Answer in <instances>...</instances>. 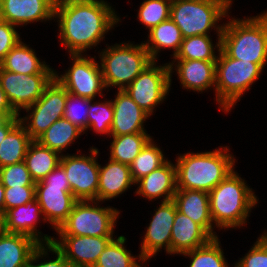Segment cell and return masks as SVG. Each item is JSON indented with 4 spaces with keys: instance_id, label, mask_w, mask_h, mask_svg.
I'll return each instance as SVG.
<instances>
[{
    "instance_id": "cell-1",
    "label": "cell",
    "mask_w": 267,
    "mask_h": 267,
    "mask_svg": "<svg viewBox=\"0 0 267 267\" xmlns=\"http://www.w3.org/2000/svg\"><path fill=\"white\" fill-rule=\"evenodd\" d=\"M111 8L104 0H56L54 17L59 19L61 43L70 55L99 44L120 21Z\"/></svg>"
},
{
    "instance_id": "cell-2",
    "label": "cell",
    "mask_w": 267,
    "mask_h": 267,
    "mask_svg": "<svg viewBox=\"0 0 267 267\" xmlns=\"http://www.w3.org/2000/svg\"><path fill=\"white\" fill-rule=\"evenodd\" d=\"M226 147L210 152H189L180 155L175 164L177 189L209 193L234 171L235 159Z\"/></svg>"
},
{
    "instance_id": "cell-3",
    "label": "cell",
    "mask_w": 267,
    "mask_h": 267,
    "mask_svg": "<svg viewBox=\"0 0 267 267\" xmlns=\"http://www.w3.org/2000/svg\"><path fill=\"white\" fill-rule=\"evenodd\" d=\"M235 171L209 192L210 215L221 229L243 226L257 197Z\"/></svg>"
},
{
    "instance_id": "cell-4",
    "label": "cell",
    "mask_w": 267,
    "mask_h": 267,
    "mask_svg": "<svg viewBox=\"0 0 267 267\" xmlns=\"http://www.w3.org/2000/svg\"><path fill=\"white\" fill-rule=\"evenodd\" d=\"M221 49L231 58L260 64L267 62V11L256 17L230 19L223 25Z\"/></svg>"
},
{
    "instance_id": "cell-5",
    "label": "cell",
    "mask_w": 267,
    "mask_h": 267,
    "mask_svg": "<svg viewBox=\"0 0 267 267\" xmlns=\"http://www.w3.org/2000/svg\"><path fill=\"white\" fill-rule=\"evenodd\" d=\"M216 46L219 55L216 60L215 97L222 108L220 110L229 112L242 94L260 78L263 67L260 64L229 57L221 49V41H218Z\"/></svg>"
},
{
    "instance_id": "cell-6",
    "label": "cell",
    "mask_w": 267,
    "mask_h": 267,
    "mask_svg": "<svg viewBox=\"0 0 267 267\" xmlns=\"http://www.w3.org/2000/svg\"><path fill=\"white\" fill-rule=\"evenodd\" d=\"M232 5V0H177L171 4L170 18L180 29L183 38L208 35L216 28L221 41L223 24L217 25Z\"/></svg>"
},
{
    "instance_id": "cell-7",
    "label": "cell",
    "mask_w": 267,
    "mask_h": 267,
    "mask_svg": "<svg viewBox=\"0 0 267 267\" xmlns=\"http://www.w3.org/2000/svg\"><path fill=\"white\" fill-rule=\"evenodd\" d=\"M100 56L105 88L118 86L117 90H124L154 61L143 42L140 45L121 43L108 46Z\"/></svg>"
},
{
    "instance_id": "cell-8",
    "label": "cell",
    "mask_w": 267,
    "mask_h": 267,
    "mask_svg": "<svg viewBox=\"0 0 267 267\" xmlns=\"http://www.w3.org/2000/svg\"><path fill=\"white\" fill-rule=\"evenodd\" d=\"M35 199L41 207L43 221L55 231L67 219L75 202L64 168L59 164L42 181L35 183Z\"/></svg>"
},
{
    "instance_id": "cell-9",
    "label": "cell",
    "mask_w": 267,
    "mask_h": 267,
    "mask_svg": "<svg viewBox=\"0 0 267 267\" xmlns=\"http://www.w3.org/2000/svg\"><path fill=\"white\" fill-rule=\"evenodd\" d=\"M97 202L76 201L67 219L56 230L57 233L73 236H113L119 211L110 206L100 208Z\"/></svg>"
},
{
    "instance_id": "cell-10",
    "label": "cell",
    "mask_w": 267,
    "mask_h": 267,
    "mask_svg": "<svg viewBox=\"0 0 267 267\" xmlns=\"http://www.w3.org/2000/svg\"><path fill=\"white\" fill-rule=\"evenodd\" d=\"M153 61L124 91L150 116L166 98L171 86L173 62L157 66Z\"/></svg>"
},
{
    "instance_id": "cell-11",
    "label": "cell",
    "mask_w": 267,
    "mask_h": 267,
    "mask_svg": "<svg viewBox=\"0 0 267 267\" xmlns=\"http://www.w3.org/2000/svg\"><path fill=\"white\" fill-rule=\"evenodd\" d=\"M67 96V90L54 78L45 88L43 95L33 105L25 108L26 112L32 111L27 117H20V122L32 140H36L64 116Z\"/></svg>"
},
{
    "instance_id": "cell-12",
    "label": "cell",
    "mask_w": 267,
    "mask_h": 267,
    "mask_svg": "<svg viewBox=\"0 0 267 267\" xmlns=\"http://www.w3.org/2000/svg\"><path fill=\"white\" fill-rule=\"evenodd\" d=\"M90 155H62L60 165L66 172L71 193L77 201L97 200L99 164L96 161L99 150L90 149Z\"/></svg>"
},
{
    "instance_id": "cell-13",
    "label": "cell",
    "mask_w": 267,
    "mask_h": 267,
    "mask_svg": "<svg viewBox=\"0 0 267 267\" xmlns=\"http://www.w3.org/2000/svg\"><path fill=\"white\" fill-rule=\"evenodd\" d=\"M72 67L59 76L55 72L54 78L67 90L68 93L93 100L97 94L103 96L102 90L106 89L101 67L95 57L87 58L83 54L70 55Z\"/></svg>"
},
{
    "instance_id": "cell-14",
    "label": "cell",
    "mask_w": 267,
    "mask_h": 267,
    "mask_svg": "<svg viewBox=\"0 0 267 267\" xmlns=\"http://www.w3.org/2000/svg\"><path fill=\"white\" fill-rule=\"evenodd\" d=\"M55 74H20L0 68V85L12 108L19 114L21 109L33 105Z\"/></svg>"
},
{
    "instance_id": "cell-15",
    "label": "cell",
    "mask_w": 267,
    "mask_h": 267,
    "mask_svg": "<svg viewBox=\"0 0 267 267\" xmlns=\"http://www.w3.org/2000/svg\"><path fill=\"white\" fill-rule=\"evenodd\" d=\"M176 210L173 200L162 201L146 230L138 256L139 260L146 262L162 247H165L166 253L171 254V232Z\"/></svg>"
},
{
    "instance_id": "cell-16",
    "label": "cell",
    "mask_w": 267,
    "mask_h": 267,
    "mask_svg": "<svg viewBox=\"0 0 267 267\" xmlns=\"http://www.w3.org/2000/svg\"><path fill=\"white\" fill-rule=\"evenodd\" d=\"M53 245L64 255L72 267H94L99 255L114 239L113 236L60 235Z\"/></svg>"
},
{
    "instance_id": "cell-17",
    "label": "cell",
    "mask_w": 267,
    "mask_h": 267,
    "mask_svg": "<svg viewBox=\"0 0 267 267\" xmlns=\"http://www.w3.org/2000/svg\"><path fill=\"white\" fill-rule=\"evenodd\" d=\"M56 0H0V19L15 26L54 19Z\"/></svg>"
},
{
    "instance_id": "cell-18",
    "label": "cell",
    "mask_w": 267,
    "mask_h": 267,
    "mask_svg": "<svg viewBox=\"0 0 267 267\" xmlns=\"http://www.w3.org/2000/svg\"><path fill=\"white\" fill-rule=\"evenodd\" d=\"M112 103L114 113L111 136L147 132L144 130L143 123L150 115L140 108L124 90H118Z\"/></svg>"
},
{
    "instance_id": "cell-19",
    "label": "cell",
    "mask_w": 267,
    "mask_h": 267,
    "mask_svg": "<svg viewBox=\"0 0 267 267\" xmlns=\"http://www.w3.org/2000/svg\"><path fill=\"white\" fill-rule=\"evenodd\" d=\"M212 238L201 225L176 210L171 232V254H183L196 249Z\"/></svg>"
},
{
    "instance_id": "cell-20",
    "label": "cell",
    "mask_w": 267,
    "mask_h": 267,
    "mask_svg": "<svg viewBox=\"0 0 267 267\" xmlns=\"http://www.w3.org/2000/svg\"><path fill=\"white\" fill-rule=\"evenodd\" d=\"M40 215L43 216L41 207L36 199L25 205L8 209L5 212L6 230L10 233L30 236L39 244H51L55 239L54 237L52 238L47 234L41 237V232L38 231L37 233L36 223Z\"/></svg>"
},
{
    "instance_id": "cell-21",
    "label": "cell",
    "mask_w": 267,
    "mask_h": 267,
    "mask_svg": "<svg viewBox=\"0 0 267 267\" xmlns=\"http://www.w3.org/2000/svg\"><path fill=\"white\" fill-rule=\"evenodd\" d=\"M135 184L139 185L136 194L149 200L161 198L163 195V202L173 200L177 190L175 164L167 160Z\"/></svg>"
},
{
    "instance_id": "cell-22",
    "label": "cell",
    "mask_w": 267,
    "mask_h": 267,
    "mask_svg": "<svg viewBox=\"0 0 267 267\" xmlns=\"http://www.w3.org/2000/svg\"><path fill=\"white\" fill-rule=\"evenodd\" d=\"M177 210L201 225L213 238L218 237L213 230L210 215L209 193L201 190L177 189L173 197Z\"/></svg>"
},
{
    "instance_id": "cell-23",
    "label": "cell",
    "mask_w": 267,
    "mask_h": 267,
    "mask_svg": "<svg viewBox=\"0 0 267 267\" xmlns=\"http://www.w3.org/2000/svg\"><path fill=\"white\" fill-rule=\"evenodd\" d=\"M132 179L130 165L109 160L106 166L99 165L97 201L113 199L131 187Z\"/></svg>"
},
{
    "instance_id": "cell-24",
    "label": "cell",
    "mask_w": 267,
    "mask_h": 267,
    "mask_svg": "<svg viewBox=\"0 0 267 267\" xmlns=\"http://www.w3.org/2000/svg\"><path fill=\"white\" fill-rule=\"evenodd\" d=\"M175 69L185 89L203 92L215 87L216 61L174 59Z\"/></svg>"
},
{
    "instance_id": "cell-25",
    "label": "cell",
    "mask_w": 267,
    "mask_h": 267,
    "mask_svg": "<svg viewBox=\"0 0 267 267\" xmlns=\"http://www.w3.org/2000/svg\"><path fill=\"white\" fill-rule=\"evenodd\" d=\"M39 245L30 236L6 232L0 236V267H25Z\"/></svg>"
},
{
    "instance_id": "cell-26",
    "label": "cell",
    "mask_w": 267,
    "mask_h": 267,
    "mask_svg": "<svg viewBox=\"0 0 267 267\" xmlns=\"http://www.w3.org/2000/svg\"><path fill=\"white\" fill-rule=\"evenodd\" d=\"M21 40L0 61V68L14 73L55 74L45 62H40L35 51Z\"/></svg>"
},
{
    "instance_id": "cell-27",
    "label": "cell",
    "mask_w": 267,
    "mask_h": 267,
    "mask_svg": "<svg viewBox=\"0 0 267 267\" xmlns=\"http://www.w3.org/2000/svg\"><path fill=\"white\" fill-rule=\"evenodd\" d=\"M62 154L42 146L33 140L27 149L24 162L35 183L42 181L59 164Z\"/></svg>"
},
{
    "instance_id": "cell-28",
    "label": "cell",
    "mask_w": 267,
    "mask_h": 267,
    "mask_svg": "<svg viewBox=\"0 0 267 267\" xmlns=\"http://www.w3.org/2000/svg\"><path fill=\"white\" fill-rule=\"evenodd\" d=\"M148 35V41L143 44L153 60L157 59L159 50L163 48L174 49L173 56H175L184 39L180 29L171 18L153 27Z\"/></svg>"
},
{
    "instance_id": "cell-29",
    "label": "cell",
    "mask_w": 267,
    "mask_h": 267,
    "mask_svg": "<svg viewBox=\"0 0 267 267\" xmlns=\"http://www.w3.org/2000/svg\"><path fill=\"white\" fill-rule=\"evenodd\" d=\"M30 138L22 122H18L0 144V168L24 161Z\"/></svg>"
},
{
    "instance_id": "cell-30",
    "label": "cell",
    "mask_w": 267,
    "mask_h": 267,
    "mask_svg": "<svg viewBox=\"0 0 267 267\" xmlns=\"http://www.w3.org/2000/svg\"><path fill=\"white\" fill-rule=\"evenodd\" d=\"M82 132L80 128L62 117L54 122L36 141L61 154Z\"/></svg>"
},
{
    "instance_id": "cell-31",
    "label": "cell",
    "mask_w": 267,
    "mask_h": 267,
    "mask_svg": "<svg viewBox=\"0 0 267 267\" xmlns=\"http://www.w3.org/2000/svg\"><path fill=\"white\" fill-rule=\"evenodd\" d=\"M146 132L112 136L110 145L111 160L130 165L141 152V149L152 138Z\"/></svg>"
},
{
    "instance_id": "cell-32",
    "label": "cell",
    "mask_w": 267,
    "mask_h": 267,
    "mask_svg": "<svg viewBox=\"0 0 267 267\" xmlns=\"http://www.w3.org/2000/svg\"><path fill=\"white\" fill-rule=\"evenodd\" d=\"M152 141L151 138L130 164L131 176L135 183L167 161L162 150Z\"/></svg>"
},
{
    "instance_id": "cell-33",
    "label": "cell",
    "mask_w": 267,
    "mask_h": 267,
    "mask_svg": "<svg viewBox=\"0 0 267 267\" xmlns=\"http://www.w3.org/2000/svg\"><path fill=\"white\" fill-rule=\"evenodd\" d=\"M210 35H195L184 38L174 59L216 61L214 45Z\"/></svg>"
},
{
    "instance_id": "cell-34",
    "label": "cell",
    "mask_w": 267,
    "mask_h": 267,
    "mask_svg": "<svg viewBox=\"0 0 267 267\" xmlns=\"http://www.w3.org/2000/svg\"><path fill=\"white\" fill-rule=\"evenodd\" d=\"M126 238L119 236L113 239L99 255L94 267H142L130 251L125 249Z\"/></svg>"
},
{
    "instance_id": "cell-35",
    "label": "cell",
    "mask_w": 267,
    "mask_h": 267,
    "mask_svg": "<svg viewBox=\"0 0 267 267\" xmlns=\"http://www.w3.org/2000/svg\"><path fill=\"white\" fill-rule=\"evenodd\" d=\"M223 254L218 237L212 238L201 247L183 253L192 258L189 267H228Z\"/></svg>"
},
{
    "instance_id": "cell-36",
    "label": "cell",
    "mask_w": 267,
    "mask_h": 267,
    "mask_svg": "<svg viewBox=\"0 0 267 267\" xmlns=\"http://www.w3.org/2000/svg\"><path fill=\"white\" fill-rule=\"evenodd\" d=\"M170 0H145L139 7L138 19L149 31L170 18Z\"/></svg>"
},
{
    "instance_id": "cell-37",
    "label": "cell",
    "mask_w": 267,
    "mask_h": 267,
    "mask_svg": "<svg viewBox=\"0 0 267 267\" xmlns=\"http://www.w3.org/2000/svg\"><path fill=\"white\" fill-rule=\"evenodd\" d=\"M90 99L88 109L87 129L91 128L94 132L99 134L110 135L111 124L113 121V103L106 101L105 103H92ZM92 104V105H91Z\"/></svg>"
},
{
    "instance_id": "cell-38",
    "label": "cell",
    "mask_w": 267,
    "mask_h": 267,
    "mask_svg": "<svg viewBox=\"0 0 267 267\" xmlns=\"http://www.w3.org/2000/svg\"><path fill=\"white\" fill-rule=\"evenodd\" d=\"M0 181L4 187L35 186L24 161L1 167Z\"/></svg>"
},
{
    "instance_id": "cell-39",
    "label": "cell",
    "mask_w": 267,
    "mask_h": 267,
    "mask_svg": "<svg viewBox=\"0 0 267 267\" xmlns=\"http://www.w3.org/2000/svg\"><path fill=\"white\" fill-rule=\"evenodd\" d=\"M76 101L77 103H79V105L81 104L80 107H77L76 105H74L76 104ZM89 103H90V99L68 93L67 103L65 106L63 117L69 120L72 124L76 125L83 132L87 130ZM80 108H83V109H80Z\"/></svg>"
},
{
    "instance_id": "cell-40",
    "label": "cell",
    "mask_w": 267,
    "mask_h": 267,
    "mask_svg": "<svg viewBox=\"0 0 267 267\" xmlns=\"http://www.w3.org/2000/svg\"><path fill=\"white\" fill-rule=\"evenodd\" d=\"M47 246V247H46ZM46 247V248H45ZM51 251L56 254L55 260L44 261L39 264L35 261L46 257V255ZM41 257V258H40ZM33 263V264H32ZM25 267H72L71 264L65 259L64 255L51 243V244H40L32 253L27 265Z\"/></svg>"
},
{
    "instance_id": "cell-41",
    "label": "cell",
    "mask_w": 267,
    "mask_h": 267,
    "mask_svg": "<svg viewBox=\"0 0 267 267\" xmlns=\"http://www.w3.org/2000/svg\"><path fill=\"white\" fill-rule=\"evenodd\" d=\"M35 199V186L5 187V212Z\"/></svg>"
},
{
    "instance_id": "cell-42",
    "label": "cell",
    "mask_w": 267,
    "mask_h": 267,
    "mask_svg": "<svg viewBox=\"0 0 267 267\" xmlns=\"http://www.w3.org/2000/svg\"><path fill=\"white\" fill-rule=\"evenodd\" d=\"M235 267H267V242L258 239Z\"/></svg>"
},
{
    "instance_id": "cell-43",
    "label": "cell",
    "mask_w": 267,
    "mask_h": 267,
    "mask_svg": "<svg viewBox=\"0 0 267 267\" xmlns=\"http://www.w3.org/2000/svg\"><path fill=\"white\" fill-rule=\"evenodd\" d=\"M20 41L15 25L0 19V61Z\"/></svg>"
},
{
    "instance_id": "cell-44",
    "label": "cell",
    "mask_w": 267,
    "mask_h": 267,
    "mask_svg": "<svg viewBox=\"0 0 267 267\" xmlns=\"http://www.w3.org/2000/svg\"><path fill=\"white\" fill-rule=\"evenodd\" d=\"M0 112H4L8 117H19L18 114L10 105L7 96L0 85Z\"/></svg>"
},
{
    "instance_id": "cell-45",
    "label": "cell",
    "mask_w": 267,
    "mask_h": 267,
    "mask_svg": "<svg viewBox=\"0 0 267 267\" xmlns=\"http://www.w3.org/2000/svg\"><path fill=\"white\" fill-rule=\"evenodd\" d=\"M20 121V117H9L0 126V144L3 139L7 136L8 132Z\"/></svg>"
},
{
    "instance_id": "cell-46",
    "label": "cell",
    "mask_w": 267,
    "mask_h": 267,
    "mask_svg": "<svg viewBox=\"0 0 267 267\" xmlns=\"http://www.w3.org/2000/svg\"><path fill=\"white\" fill-rule=\"evenodd\" d=\"M4 192H5V187L0 181V211L5 213Z\"/></svg>"
},
{
    "instance_id": "cell-47",
    "label": "cell",
    "mask_w": 267,
    "mask_h": 267,
    "mask_svg": "<svg viewBox=\"0 0 267 267\" xmlns=\"http://www.w3.org/2000/svg\"><path fill=\"white\" fill-rule=\"evenodd\" d=\"M6 230V220H5V213L0 211V236L5 234Z\"/></svg>"
},
{
    "instance_id": "cell-48",
    "label": "cell",
    "mask_w": 267,
    "mask_h": 267,
    "mask_svg": "<svg viewBox=\"0 0 267 267\" xmlns=\"http://www.w3.org/2000/svg\"><path fill=\"white\" fill-rule=\"evenodd\" d=\"M9 117L4 113L0 112V126L8 119Z\"/></svg>"
},
{
    "instance_id": "cell-49",
    "label": "cell",
    "mask_w": 267,
    "mask_h": 267,
    "mask_svg": "<svg viewBox=\"0 0 267 267\" xmlns=\"http://www.w3.org/2000/svg\"><path fill=\"white\" fill-rule=\"evenodd\" d=\"M264 234L259 237V239L267 242V232H263Z\"/></svg>"
}]
</instances>
